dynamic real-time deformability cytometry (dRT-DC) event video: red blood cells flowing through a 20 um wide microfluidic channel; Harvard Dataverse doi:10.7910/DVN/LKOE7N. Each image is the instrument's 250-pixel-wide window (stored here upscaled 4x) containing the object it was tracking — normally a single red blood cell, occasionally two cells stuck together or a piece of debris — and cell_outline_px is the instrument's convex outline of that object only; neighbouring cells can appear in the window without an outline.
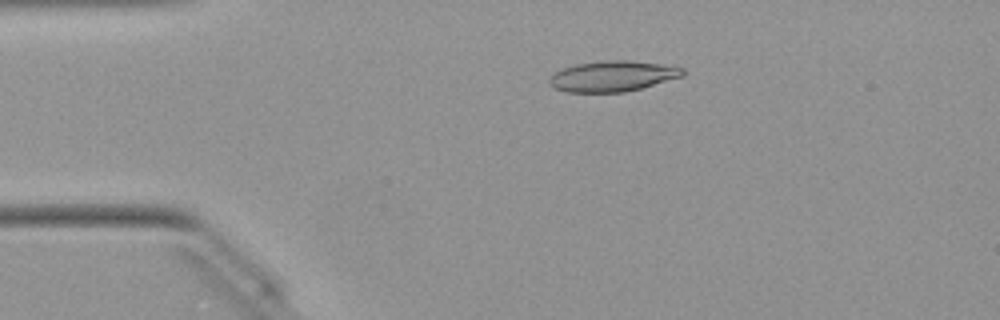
{"species": "Egyptian fruit bat (a non-hibernating species)", "species_latin": "Rousettus aegyptiacus", "temperature_condition": "warm", "stored_images_in_passage": 42, "camera_frame_rate_fps": 3000, "um_per_image_px": 0.085, "animal": {"sex": "female"}, "frame": {"image": 1, "passage_image": 2, "time_ms": 0.333, "image_size_px": [1000, 320], "cell_outline_px": [[688, 72], [684, 76], [640, 88], [624, 92], [564, 92], [548, 84], [548, 80], [556, 72], [564, 68], [576, 64], [608, 60], [628, 60], [660, 64], [684, 68]], "centroid_in_image_um": [52.1, 6.47], "position_along_channel_um": 32.9, "area_um2": 23.7}}
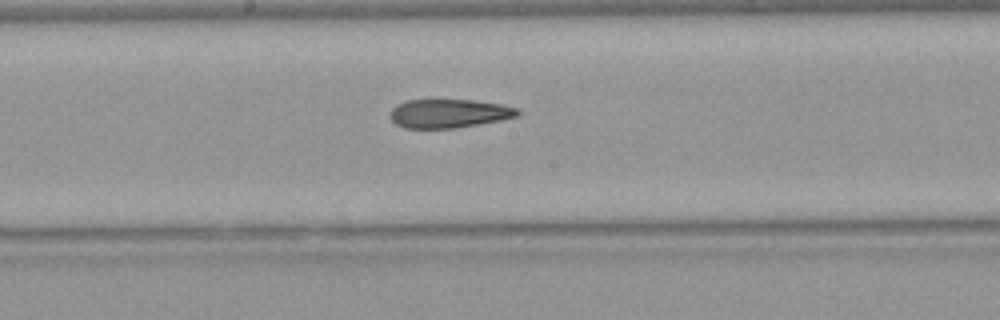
{"frame": {"image": 2, "passage_image": 18, "time_ms": 5.667, "image_size_px": [1000, 320], "cell_outline_px": [[520, 112], [516, 116], [500, 120], [456, 128], [404, 128], [396, 124], [388, 116], [388, 112], [396, 104], [408, 100], [472, 100], [500, 104], [520, 108]], "centroid_in_image_um": [38.12, 9.64], "position_along_channel_um": 210.1, "area_um2": 21.39}}
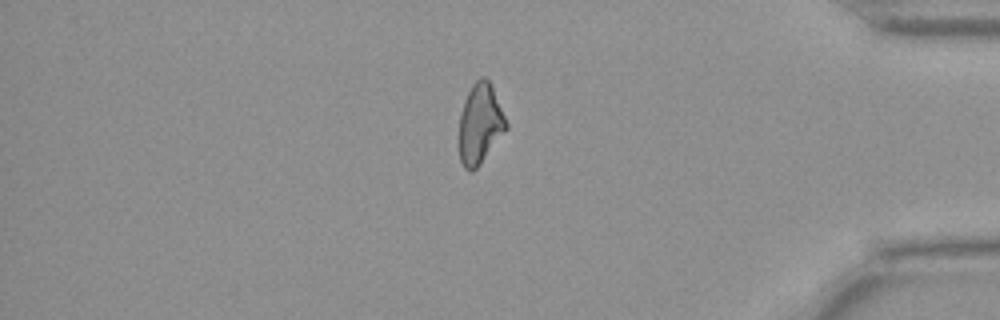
{"frame": {"image": 3, "passage_image": 34, "time_ms": 11.0, "image_size_px": [1000, 320], "cell_outline_px": [[508, 128], [480, 164], [472, 172], [468, 172], [464, 168], [460, 160], [460, 116], [464, 100], [472, 84], [480, 76], [484, 76], [488, 80], [492, 88], [508, 124]], "centroid_in_image_um": [40.8, 10.54], "position_along_channel_um": 394.4, "area_um2": 21.68}, "authors_computed_cell_mechanics": {"area_um2": 22.6576, "velocity_mm_per_s": 4.0776, "shape_relaxation_time_tau1_ms": null, "shape_relaxation_time_tau2_ms": 5.6717, "deformation_change_tau1": null, "deformation_change_tau2": 0.1547}}